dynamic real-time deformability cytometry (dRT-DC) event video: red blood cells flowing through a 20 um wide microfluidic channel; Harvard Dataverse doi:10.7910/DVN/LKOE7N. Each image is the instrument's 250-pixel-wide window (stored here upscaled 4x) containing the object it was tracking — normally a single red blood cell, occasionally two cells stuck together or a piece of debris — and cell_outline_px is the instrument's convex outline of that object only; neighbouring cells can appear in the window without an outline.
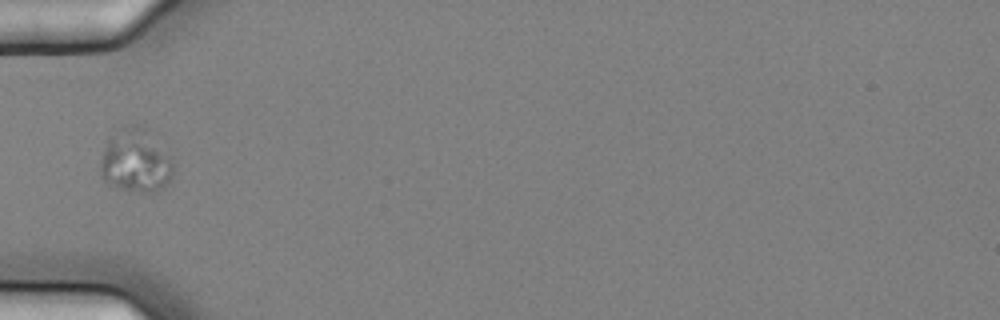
{"species": "common noctule bat (a hibernating species)", "species_latin": "Nyctalus noctula", "temperature_condition": "cold", "stored_images_in_passage": 11, "camera_frame_rate_fps": 3000, "um_per_image_px": 0.085, "animal": {"sex": "female", "body_mass_g": 25.1}, "frame": {"image": 1, "passage_image": 1, "time_ms": 0.0, "image_size_px": [1000, 320], "cell_outline_px": [[172, 176], [168, 184], [156, 192], [140, 192], [120, 188], [108, 184], [100, 176], [100, 160], [104, 148], [108, 140], [128, 124], [144, 124], [148, 128], [172, 156]], "centroid_in_image_um": [11.57, 13.65], "position_along_channel_um": 73.4, "area_um2": 27.4}}
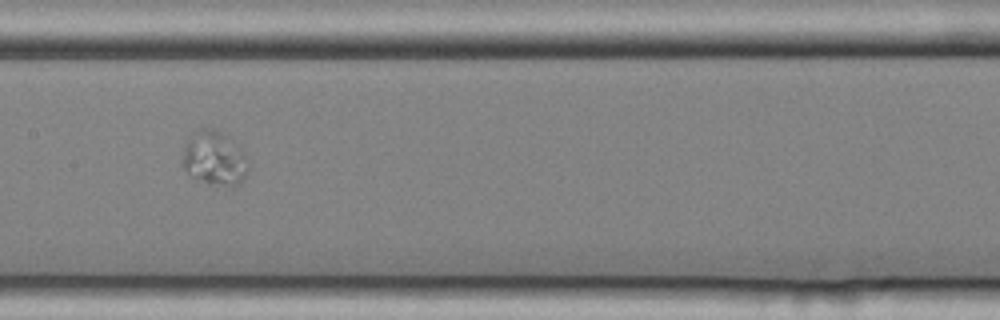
{"frame": {"image": 2, "passage_image": 4, "time_ms": 1.0, "image_size_px": [1000, 320], "cell_outline_px": [[248, 172], [244, 180], [236, 184], [208, 184], [192, 176], [180, 164], [180, 160], [184, 144], [192, 132], [200, 128], [212, 128], [224, 132], [228, 136], [244, 156], [248, 168]], "centroid_in_image_um": [18.14, 13.42], "position_along_channel_um": 189.3, "area_um2": 20.69}}
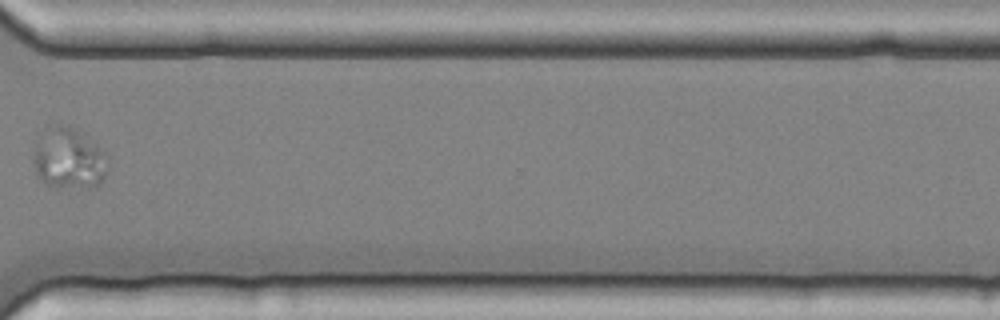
{"frame": {"image": 3, "passage_image": 8, "time_ms": 2.333, "image_size_px": [1000, 320], "cell_outline_px": [[108, 160], [104, 176], [100, 184], [96, 188], [56, 188], [48, 184], [36, 176], [32, 156], [36, 140], [48, 124], [68, 124], [100, 148], [108, 156]], "centroid_in_image_um": [5.8, 13.48], "position_along_channel_um": 364.8, "area_um2": 27.05}}